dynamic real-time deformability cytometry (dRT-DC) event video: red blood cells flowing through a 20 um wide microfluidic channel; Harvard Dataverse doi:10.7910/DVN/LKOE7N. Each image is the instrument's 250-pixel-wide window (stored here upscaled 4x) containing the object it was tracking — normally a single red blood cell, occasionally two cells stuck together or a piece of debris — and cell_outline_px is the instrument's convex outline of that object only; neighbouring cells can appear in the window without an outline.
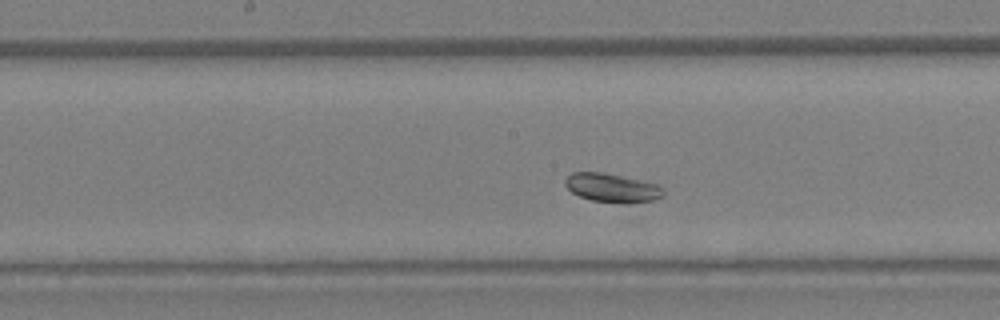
{"species": "Egyptian fruit bat (a non-hibernating species)", "species_latin": "Rousettus aegyptiacus", "temperature_condition": "warm", "stored_images_in_passage": 28, "camera_frame_rate_fps": 3000, "um_per_image_px": 0.085, "animal": {"sex": "female"}, "frame": {"image": 1, "passage_image": 16, "time_ms": 5.0, "image_size_px": [1000, 320], "cell_outline_px": [[664, 196], [652, 200], [632, 204], [624, 204], [592, 200], [580, 196], [572, 192], [564, 184], [564, 180], [572, 172], [604, 172], [656, 184], [664, 192]], "centroid_in_image_um": [52.01, 15.98], "position_along_channel_um": 196.2, "area_um2": 16.42}}